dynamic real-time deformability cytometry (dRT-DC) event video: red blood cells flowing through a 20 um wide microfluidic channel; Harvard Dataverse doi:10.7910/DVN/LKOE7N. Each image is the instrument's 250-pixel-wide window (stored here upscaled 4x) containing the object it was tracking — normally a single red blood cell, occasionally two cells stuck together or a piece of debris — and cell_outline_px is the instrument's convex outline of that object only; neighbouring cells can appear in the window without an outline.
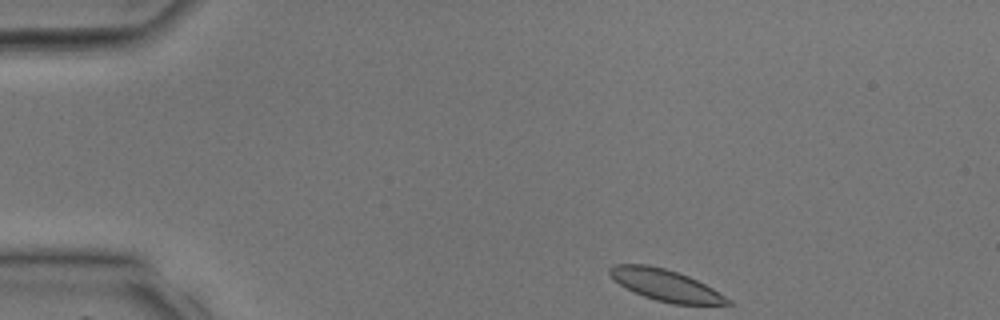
{"species": "common noctule bat (a hibernating species)", "species_latin": "Nyctalus noctula", "temperature_condition": "room temperature", "stored_images_in_passage": 34, "camera_frame_rate_fps": 3000, "um_per_image_px": 0.085, "animal": {"sex": "male", "body_mass_g": 17.9, "forearm_length_mm": 54.2}, "frame": {"image": 1, "passage_image": 1, "time_ms": 0.0, "image_size_px": [1000, 320], "cell_outline_px": [[732, 304], [672, 304], [656, 300], [644, 296], [620, 284], [608, 272], [608, 268], [616, 264], [648, 264], [664, 268], [688, 276], [712, 288], [732, 300]], "centroid_in_image_um": [56.58, 24.23], "position_along_channel_um": 28.4, "area_um2": 21.21}}
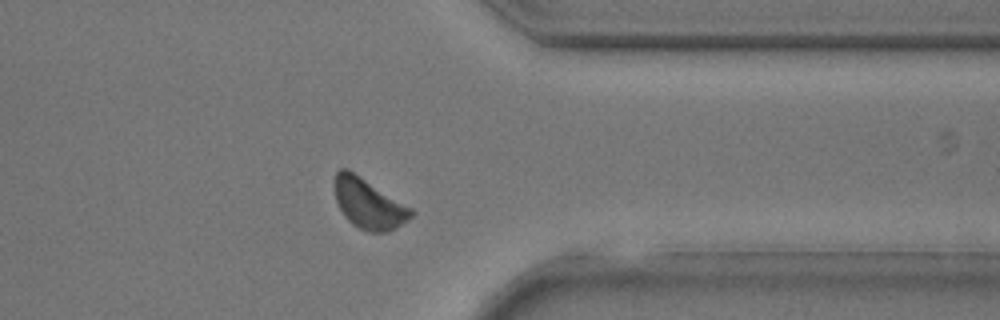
{"frame": {"image": 2, "passage_image": 26, "time_ms": 8.333, "image_size_px": [1000, 320], "cell_outline_px": [[416, 212], [408, 220], [396, 228], [388, 232], [368, 232], [352, 224], [344, 216], [336, 200], [332, 184], [336, 172], [340, 168], [348, 168], [412, 208]], "centroid_in_image_um": [31.31, 17.3], "position_along_channel_um": 380.1, "area_um2": 22.6}}
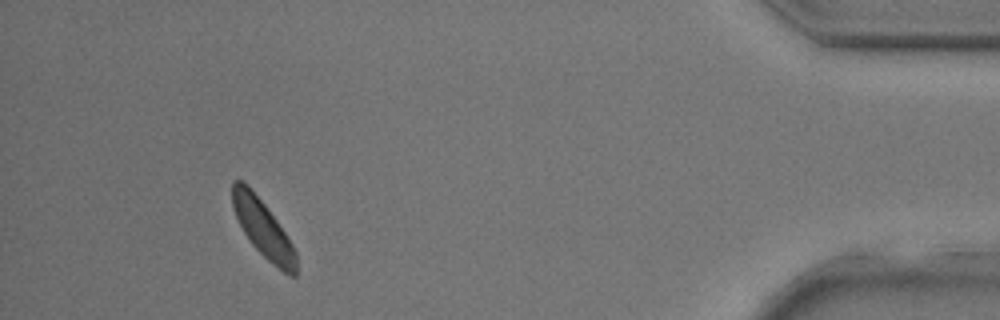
{"frame": {"image": 3, "passage_image": 31, "time_ms": 10.0, "image_size_px": [1000, 320], "cell_outline_px": [[296, 276], [292, 276], [284, 272], [272, 264], [252, 244], [244, 232], [232, 208], [232, 180], [240, 180], [248, 184], [264, 204], [276, 220], [292, 244], [296, 252]], "centroid_in_image_um": [22.34, 19.4], "position_along_channel_um": 412.9, "area_um2": 20.87}}